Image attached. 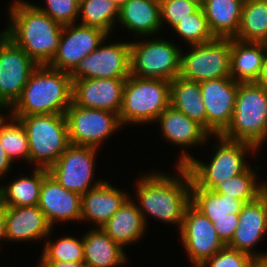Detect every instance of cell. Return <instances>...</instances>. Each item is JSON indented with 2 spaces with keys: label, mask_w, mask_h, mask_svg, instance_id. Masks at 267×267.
Instances as JSON below:
<instances>
[{
  "label": "cell",
  "mask_w": 267,
  "mask_h": 267,
  "mask_svg": "<svg viewBox=\"0 0 267 267\" xmlns=\"http://www.w3.org/2000/svg\"><path fill=\"white\" fill-rule=\"evenodd\" d=\"M173 30L190 45L210 42L214 36L209 30L203 8H198L188 18L180 20Z\"/></svg>",
  "instance_id": "d590c367"
},
{
  "label": "cell",
  "mask_w": 267,
  "mask_h": 267,
  "mask_svg": "<svg viewBox=\"0 0 267 267\" xmlns=\"http://www.w3.org/2000/svg\"><path fill=\"white\" fill-rule=\"evenodd\" d=\"M159 122L163 138L180 148L204 144L211 135L197 122L169 105L160 113Z\"/></svg>",
  "instance_id": "7402d4cb"
},
{
  "label": "cell",
  "mask_w": 267,
  "mask_h": 267,
  "mask_svg": "<svg viewBox=\"0 0 267 267\" xmlns=\"http://www.w3.org/2000/svg\"><path fill=\"white\" fill-rule=\"evenodd\" d=\"M256 83L267 89V55L264 58L261 74Z\"/></svg>",
  "instance_id": "ee69618b"
},
{
  "label": "cell",
  "mask_w": 267,
  "mask_h": 267,
  "mask_svg": "<svg viewBox=\"0 0 267 267\" xmlns=\"http://www.w3.org/2000/svg\"><path fill=\"white\" fill-rule=\"evenodd\" d=\"M266 111L267 89L256 82L239 83L232 121L221 136L259 150L265 142Z\"/></svg>",
  "instance_id": "8992f818"
},
{
  "label": "cell",
  "mask_w": 267,
  "mask_h": 267,
  "mask_svg": "<svg viewBox=\"0 0 267 267\" xmlns=\"http://www.w3.org/2000/svg\"><path fill=\"white\" fill-rule=\"evenodd\" d=\"M191 204L207 218L239 217L243 201L213 190L191 188Z\"/></svg>",
  "instance_id": "f546056e"
},
{
  "label": "cell",
  "mask_w": 267,
  "mask_h": 267,
  "mask_svg": "<svg viewBox=\"0 0 267 267\" xmlns=\"http://www.w3.org/2000/svg\"><path fill=\"white\" fill-rule=\"evenodd\" d=\"M53 227L47 221L45 215L38 207L6 206V237L7 241H32L47 239Z\"/></svg>",
  "instance_id": "ffe728a7"
},
{
  "label": "cell",
  "mask_w": 267,
  "mask_h": 267,
  "mask_svg": "<svg viewBox=\"0 0 267 267\" xmlns=\"http://www.w3.org/2000/svg\"><path fill=\"white\" fill-rule=\"evenodd\" d=\"M104 44V45H103ZM130 42L101 43L70 72L77 79H127L130 76Z\"/></svg>",
  "instance_id": "4fadbf2b"
},
{
  "label": "cell",
  "mask_w": 267,
  "mask_h": 267,
  "mask_svg": "<svg viewBox=\"0 0 267 267\" xmlns=\"http://www.w3.org/2000/svg\"><path fill=\"white\" fill-rule=\"evenodd\" d=\"M10 117L0 118V142L9 158H22L29 163V143L25 128L20 120L9 113ZM6 118V119H5ZM9 119L10 122L7 120Z\"/></svg>",
  "instance_id": "836d02e7"
},
{
  "label": "cell",
  "mask_w": 267,
  "mask_h": 267,
  "mask_svg": "<svg viewBox=\"0 0 267 267\" xmlns=\"http://www.w3.org/2000/svg\"><path fill=\"white\" fill-rule=\"evenodd\" d=\"M266 55L267 43L243 42L232 38L230 51L231 78L239 83L257 82Z\"/></svg>",
  "instance_id": "cb8c5ba5"
},
{
  "label": "cell",
  "mask_w": 267,
  "mask_h": 267,
  "mask_svg": "<svg viewBox=\"0 0 267 267\" xmlns=\"http://www.w3.org/2000/svg\"><path fill=\"white\" fill-rule=\"evenodd\" d=\"M118 6L119 8L121 6H123L128 0H113Z\"/></svg>",
  "instance_id": "7dc6e473"
},
{
  "label": "cell",
  "mask_w": 267,
  "mask_h": 267,
  "mask_svg": "<svg viewBox=\"0 0 267 267\" xmlns=\"http://www.w3.org/2000/svg\"><path fill=\"white\" fill-rule=\"evenodd\" d=\"M37 64L3 31L0 33V109H10L21 97Z\"/></svg>",
  "instance_id": "8fae6325"
},
{
  "label": "cell",
  "mask_w": 267,
  "mask_h": 267,
  "mask_svg": "<svg viewBox=\"0 0 267 267\" xmlns=\"http://www.w3.org/2000/svg\"><path fill=\"white\" fill-rule=\"evenodd\" d=\"M147 225L135 201L129 196L101 229L122 248L138 242Z\"/></svg>",
  "instance_id": "d4e9b609"
},
{
  "label": "cell",
  "mask_w": 267,
  "mask_h": 267,
  "mask_svg": "<svg viewBox=\"0 0 267 267\" xmlns=\"http://www.w3.org/2000/svg\"><path fill=\"white\" fill-rule=\"evenodd\" d=\"M245 0H206L202 7L214 38H235Z\"/></svg>",
  "instance_id": "4316f807"
},
{
  "label": "cell",
  "mask_w": 267,
  "mask_h": 267,
  "mask_svg": "<svg viewBox=\"0 0 267 267\" xmlns=\"http://www.w3.org/2000/svg\"><path fill=\"white\" fill-rule=\"evenodd\" d=\"M177 174L150 172L137 182V206L147 225L152 216L164 223L177 224L180 231L184 211L191 203V177L185 166H176Z\"/></svg>",
  "instance_id": "6da1fadb"
},
{
  "label": "cell",
  "mask_w": 267,
  "mask_h": 267,
  "mask_svg": "<svg viewBox=\"0 0 267 267\" xmlns=\"http://www.w3.org/2000/svg\"><path fill=\"white\" fill-rule=\"evenodd\" d=\"M219 144H215V152L209 161L196 160L188 151L182 150L176 166H185L191 177V188L213 190L225 180L245 172L250 165L245 160L248 151L254 153L256 147L245 142L232 141L215 135ZM185 152V153H184Z\"/></svg>",
  "instance_id": "277c9868"
},
{
  "label": "cell",
  "mask_w": 267,
  "mask_h": 267,
  "mask_svg": "<svg viewBox=\"0 0 267 267\" xmlns=\"http://www.w3.org/2000/svg\"><path fill=\"white\" fill-rule=\"evenodd\" d=\"M82 239L84 262L89 267H119L126 263L124 248L113 241L101 227L89 230Z\"/></svg>",
  "instance_id": "484cf974"
},
{
  "label": "cell",
  "mask_w": 267,
  "mask_h": 267,
  "mask_svg": "<svg viewBox=\"0 0 267 267\" xmlns=\"http://www.w3.org/2000/svg\"><path fill=\"white\" fill-rule=\"evenodd\" d=\"M231 45L232 38H214L207 43L190 45L186 54L181 50L179 76L198 83L231 77Z\"/></svg>",
  "instance_id": "9c48e42d"
},
{
  "label": "cell",
  "mask_w": 267,
  "mask_h": 267,
  "mask_svg": "<svg viewBox=\"0 0 267 267\" xmlns=\"http://www.w3.org/2000/svg\"><path fill=\"white\" fill-rule=\"evenodd\" d=\"M129 197L128 193L112 187L106 180L82 195L81 222L90 220L101 227Z\"/></svg>",
  "instance_id": "44dd1931"
},
{
  "label": "cell",
  "mask_w": 267,
  "mask_h": 267,
  "mask_svg": "<svg viewBox=\"0 0 267 267\" xmlns=\"http://www.w3.org/2000/svg\"><path fill=\"white\" fill-rule=\"evenodd\" d=\"M117 22L137 37H149L162 31L159 0H128L119 9ZM141 36V37H140Z\"/></svg>",
  "instance_id": "603a6c76"
},
{
  "label": "cell",
  "mask_w": 267,
  "mask_h": 267,
  "mask_svg": "<svg viewBox=\"0 0 267 267\" xmlns=\"http://www.w3.org/2000/svg\"><path fill=\"white\" fill-rule=\"evenodd\" d=\"M25 128L29 143V163L49 169L71 145L65 114L14 116Z\"/></svg>",
  "instance_id": "5b68a950"
},
{
  "label": "cell",
  "mask_w": 267,
  "mask_h": 267,
  "mask_svg": "<svg viewBox=\"0 0 267 267\" xmlns=\"http://www.w3.org/2000/svg\"><path fill=\"white\" fill-rule=\"evenodd\" d=\"M125 81L118 78L73 80L72 102L84 108L108 110L119 115Z\"/></svg>",
  "instance_id": "ac0fdd59"
},
{
  "label": "cell",
  "mask_w": 267,
  "mask_h": 267,
  "mask_svg": "<svg viewBox=\"0 0 267 267\" xmlns=\"http://www.w3.org/2000/svg\"><path fill=\"white\" fill-rule=\"evenodd\" d=\"M170 105V81L130 75L123 87L119 119L126 124H148L157 121Z\"/></svg>",
  "instance_id": "52a82bcc"
},
{
  "label": "cell",
  "mask_w": 267,
  "mask_h": 267,
  "mask_svg": "<svg viewBox=\"0 0 267 267\" xmlns=\"http://www.w3.org/2000/svg\"><path fill=\"white\" fill-rule=\"evenodd\" d=\"M256 173V169L250 166L245 172L218 184L213 191L230 195L244 203L254 201L267 190V183L258 182Z\"/></svg>",
  "instance_id": "d6a6232c"
},
{
  "label": "cell",
  "mask_w": 267,
  "mask_h": 267,
  "mask_svg": "<svg viewBox=\"0 0 267 267\" xmlns=\"http://www.w3.org/2000/svg\"><path fill=\"white\" fill-rule=\"evenodd\" d=\"M98 150L91 146L70 145L48 172L66 190L83 195L103 182L98 179L92 184Z\"/></svg>",
  "instance_id": "7c38bea8"
},
{
  "label": "cell",
  "mask_w": 267,
  "mask_h": 267,
  "mask_svg": "<svg viewBox=\"0 0 267 267\" xmlns=\"http://www.w3.org/2000/svg\"><path fill=\"white\" fill-rule=\"evenodd\" d=\"M82 195L66 190L50 174L42 182L38 207L53 227L57 222L81 221Z\"/></svg>",
  "instance_id": "d6986e66"
},
{
  "label": "cell",
  "mask_w": 267,
  "mask_h": 267,
  "mask_svg": "<svg viewBox=\"0 0 267 267\" xmlns=\"http://www.w3.org/2000/svg\"><path fill=\"white\" fill-rule=\"evenodd\" d=\"M182 244L192 266L199 267L226 245L213 223L191 203L186 207L179 231Z\"/></svg>",
  "instance_id": "5bb4252c"
},
{
  "label": "cell",
  "mask_w": 267,
  "mask_h": 267,
  "mask_svg": "<svg viewBox=\"0 0 267 267\" xmlns=\"http://www.w3.org/2000/svg\"><path fill=\"white\" fill-rule=\"evenodd\" d=\"M73 81L69 72L37 66L10 108L12 116L65 114L72 104Z\"/></svg>",
  "instance_id": "3957f363"
},
{
  "label": "cell",
  "mask_w": 267,
  "mask_h": 267,
  "mask_svg": "<svg viewBox=\"0 0 267 267\" xmlns=\"http://www.w3.org/2000/svg\"><path fill=\"white\" fill-rule=\"evenodd\" d=\"M119 9L113 0H80L79 24L98 27L110 35L118 20Z\"/></svg>",
  "instance_id": "1f68e13d"
},
{
  "label": "cell",
  "mask_w": 267,
  "mask_h": 267,
  "mask_svg": "<svg viewBox=\"0 0 267 267\" xmlns=\"http://www.w3.org/2000/svg\"><path fill=\"white\" fill-rule=\"evenodd\" d=\"M235 39L267 43V0H245Z\"/></svg>",
  "instance_id": "4dcf8cb0"
},
{
  "label": "cell",
  "mask_w": 267,
  "mask_h": 267,
  "mask_svg": "<svg viewBox=\"0 0 267 267\" xmlns=\"http://www.w3.org/2000/svg\"><path fill=\"white\" fill-rule=\"evenodd\" d=\"M181 50L157 37L130 42V75L172 81L180 74Z\"/></svg>",
  "instance_id": "ba28073f"
},
{
  "label": "cell",
  "mask_w": 267,
  "mask_h": 267,
  "mask_svg": "<svg viewBox=\"0 0 267 267\" xmlns=\"http://www.w3.org/2000/svg\"><path fill=\"white\" fill-rule=\"evenodd\" d=\"M39 267H89L84 260L78 262L39 261Z\"/></svg>",
  "instance_id": "60d3db41"
},
{
  "label": "cell",
  "mask_w": 267,
  "mask_h": 267,
  "mask_svg": "<svg viewBox=\"0 0 267 267\" xmlns=\"http://www.w3.org/2000/svg\"><path fill=\"white\" fill-rule=\"evenodd\" d=\"M252 267H267V254L260 257H256L254 259Z\"/></svg>",
  "instance_id": "f6af8a7d"
},
{
  "label": "cell",
  "mask_w": 267,
  "mask_h": 267,
  "mask_svg": "<svg viewBox=\"0 0 267 267\" xmlns=\"http://www.w3.org/2000/svg\"><path fill=\"white\" fill-rule=\"evenodd\" d=\"M265 140L267 141V111H266V124H265Z\"/></svg>",
  "instance_id": "c3c4849f"
},
{
  "label": "cell",
  "mask_w": 267,
  "mask_h": 267,
  "mask_svg": "<svg viewBox=\"0 0 267 267\" xmlns=\"http://www.w3.org/2000/svg\"><path fill=\"white\" fill-rule=\"evenodd\" d=\"M9 12V24L3 33L38 65H49L56 55L63 26L31 3L15 0Z\"/></svg>",
  "instance_id": "7a4b0ae2"
},
{
  "label": "cell",
  "mask_w": 267,
  "mask_h": 267,
  "mask_svg": "<svg viewBox=\"0 0 267 267\" xmlns=\"http://www.w3.org/2000/svg\"><path fill=\"white\" fill-rule=\"evenodd\" d=\"M84 260L83 239L65 236L56 242L46 239L40 261L78 262Z\"/></svg>",
  "instance_id": "e575fe53"
},
{
  "label": "cell",
  "mask_w": 267,
  "mask_h": 267,
  "mask_svg": "<svg viewBox=\"0 0 267 267\" xmlns=\"http://www.w3.org/2000/svg\"><path fill=\"white\" fill-rule=\"evenodd\" d=\"M161 25L164 23L173 28L180 20L188 18L199 6L188 0H159ZM165 21V22H164ZM163 23V24H162Z\"/></svg>",
  "instance_id": "74e56055"
},
{
  "label": "cell",
  "mask_w": 267,
  "mask_h": 267,
  "mask_svg": "<svg viewBox=\"0 0 267 267\" xmlns=\"http://www.w3.org/2000/svg\"><path fill=\"white\" fill-rule=\"evenodd\" d=\"M267 232V190L256 200L245 203L232 240L226 245L254 258L266 253L254 252L255 245Z\"/></svg>",
  "instance_id": "e0dca14e"
},
{
  "label": "cell",
  "mask_w": 267,
  "mask_h": 267,
  "mask_svg": "<svg viewBox=\"0 0 267 267\" xmlns=\"http://www.w3.org/2000/svg\"><path fill=\"white\" fill-rule=\"evenodd\" d=\"M6 240V206L0 204V242Z\"/></svg>",
  "instance_id": "7bdbcfd3"
},
{
  "label": "cell",
  "mask_w": 267,
  "mask_h": 267,
  "mask_svg": "<svg viewBox=\"0 0 267 267\" xmlns=\"http://www.w3.org/2000/svg\"><path fill=\"white\" fill-rule=\"evenodd\" d=\"M13 161L9 158L0 142V178L9 173L12 167Z\"/></svg>",
  "instance_id": "b9f144b4"
},
{
  "label": "cell",
  "mask_w": 267,
  "mask_h": 267,
  "mask_svg": "<svg viewBox=\"0 0 267 267\" xmlns=\"http://www.w3.org/2000/svg\"><path fill=\"white\" fill-rule=\"evenodd\" d=\"M170 105L207 131V115L198 82L177 76L170 81Z\"/></svg>",
  "instance_id": "83f0119b"
},
{
  "label": "cell",
  "mask_w": 267,
  "mask_h": 267,
  "mask_svg": "<svg viewBox=\"0 0 267 267\" xmlns=\"http://www.w3.org/2000/svg\"><path fill=\"white\" fill-rule=\"evenodd\" d=\"M46 8L39 5L34 7L49 15L55 22L62 26L77 23L79 20V1L80 0H45ZM77 20V21H76Z\"/></svg>",
  "instance_id": "8d00e7d4"
},
{
  "label": "cell",
  "mask_w": 267,
  "mask_h": 267,
  "mask_svg": "<svg viewBox=\"0 0 267 267\" xmlns=\"http://www.w3.org/2000/svg\"><path fill=\"white\" fill-rule=\"evenodd\" d=\"M254 257L225 246L199 267H252Z\"/></svg>",
  "instance_id": "f35d334b"
},
{
  "label": "cell",
  "mask_w": 267,
  "mask_h": 267,
  "mask_svg": "<svg viewBox=\"0 0 267 267\" xmlns=\"http://www.w3.org/2000/svg\"><path fill=\"white\" fill-rule=\"evenodd\" d=\"M48 174V169L34 168L31 176L20 175L7 185H0V204L11 207L38 205L40 188Z\"/></svg>",
  "instance_id": "f1b7e54d"
},
{
  "label": "cell",
  "mask_w": 267,
  "mask_h": 267,
  "mask_svg": "<svg viewBox=\"0 0 267 267\" xmlns=\"http://www.w3.org/2000/svg\"><path fill=\"white\" fill-rule=\"evenodd\" d=\"M109 34L104 30L73 23L63 26L59 48L49 67L71 72L77 64L99 45L107 40Z\"/></svg>",
  "instance_id": "9a60e30c"
},
{
  "label": "cell",
  "mask_w": 267,
  "mask_h": 267,
  "mask_svg": "<svg viewBox=\"0 0 267 267\" xmlns=\"http://www.w3.org/2000/svg\"><path fill=\"white\" fill-rule=\"evenodd\" d=\"M71 145L99 148L122 126L119 115L108 110L90 109L73 102L65 113Z\"/></svg>",
  "instance_id": "30bf717a"
},
{
  "label": "cell",
  "mask_w": 267,
  "mask_h": 267,
  "mask_svg": "<svg viewBox=\"0 0 267 267\" xmlns=\"http://www.w3.org/2000/svg\"><path fill=\"white\" fill-rule=\"evenodd\" d=\"M214 225L215 230L222 242L227 245L236 231L239 217L208 218Z\"/></svg>",
  "instance_id": "ab89813d"
},
{
  "label": "cell",
  "mask_w": 267,
  "mask_h": 267,
  "mask_svg": "<svg viewBox=\"0 0 267 267\" xmlns=\"http://www.w3.org/2000/svg\"><path fill=\"white\" fill-rule=\"evenodd\" d=\"M188 1L195 3L200 8H202L206 2V0H188Z\"/></svg>",
  "instance_id": "bcb514c9"
},
{
  "label": "cell",
  "mask_w": 267,
  "mask_h": 267,
  "mask_svg": "<svg viewBox=\"0 0 267 267\" xmlns=\"http://www.w3.org/2000/svg\"><path fill=\"white\" fill-rule=\"evenodd\" d=\"M199 85L206 109L207 132L211 136L221 135L232 121L239 82L225 77L206 80Z\"/></svg>",
  "instance_id": "2e32d148"
}]
</instances>
